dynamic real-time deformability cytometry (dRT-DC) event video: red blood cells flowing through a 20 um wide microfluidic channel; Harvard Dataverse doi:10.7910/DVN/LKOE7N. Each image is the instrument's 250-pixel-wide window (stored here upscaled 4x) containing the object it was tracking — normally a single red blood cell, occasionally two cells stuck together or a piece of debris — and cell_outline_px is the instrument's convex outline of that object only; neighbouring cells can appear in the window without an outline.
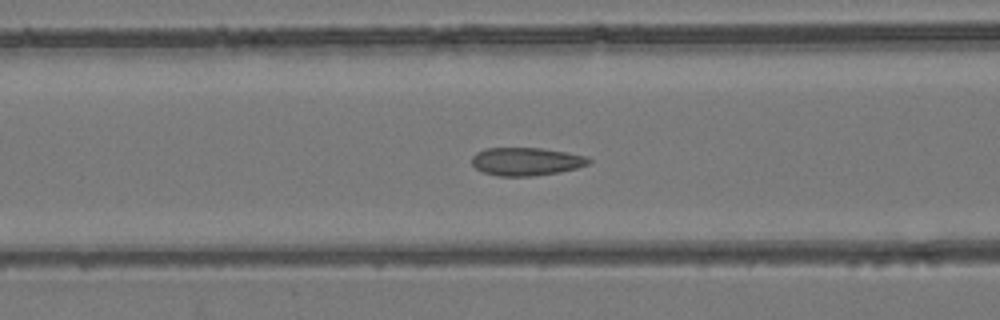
{"species": "common noctule bat (a hibernating species)", "species_latin": "Nyctalus noctula", "temperature_condition": "room temperature", "stored_images_in_passage": 46, "camera_frame_rate_fps": 3000, "um_per_image_px": 0.085, "animal": {"sex": "female", "body_mass_g": 24.6, "forearm_length_mm": 56.2}, "frame": {"image": 1, "passage_image": 21, "time_ms": 6.667, "image_size_px": [1000, 320], "cell_outline_px": [[592, 160], [588, 164], [576, 168], [560, 172], [532, 176], [500, 176], [484, 172], [476, 168], [472, 164], [472, 156], [476, 152], [484, 148], [540, 148], [588, 156]], "centroid_in_image_um": [44.72, 13.72], "position_along_channel_um": 121.9, "area_um2": 19.07}}
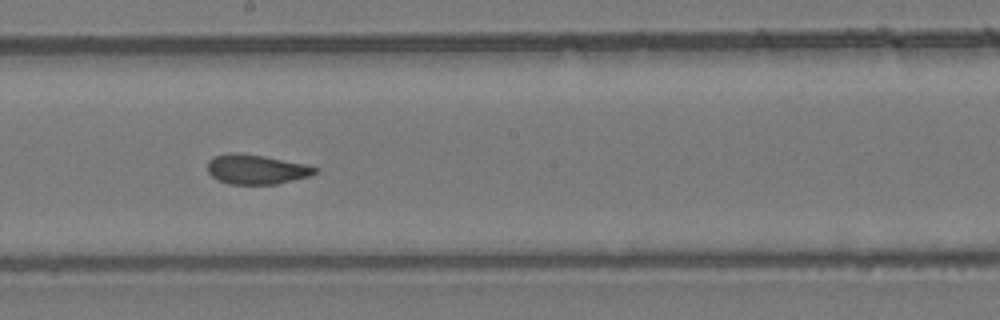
{"frame": {"image": 2, "passage_image": 29, "time_ms": 9.333, "image_size_px": [1000, 320], "cell_outline_px": [[320, 168], [316, 172], [308, 176], [276, 184], [228, 184], [212, 176], [208, 172], [208, 160], [212, 156], [228, 152], [236, 152], [264, 156], [304, 164]], "centroid_in_image_um": [21.74, 14.38], "position_along_channel_um": 226.5, "area_um2": 18.5}}
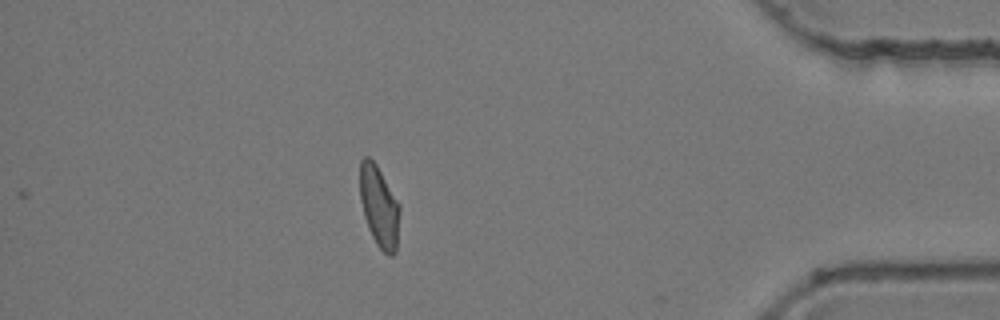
{"frame": {"image": 3, "passage_image": 46, "time_ms": 15.0, "image_size_px": [1000, 320], "cell_outline_px": [[400, 212], [396, 252], [392, 256], [388, 256], [376, 244], [368, 228], [364, 216], [360, 200], [360, 160], [364, 156], [368, 156], [376, 164], [400, 204]], "centroid_in_image_um": [32.23, 17.56], "position_along_channel_um": 403.0, "area_um2": 18.96}, "authors_computed_cell_mechanics": {"area_um2": 19.074, "velocity_mm_per_s": 3.9217, "shape_relaxation_time_tau1_ms": null, "shape_relaxation_time_tau2_ms": 1.4214, "deformation_change_tau1": null, "deformation_change_tau2": 0.0533}}